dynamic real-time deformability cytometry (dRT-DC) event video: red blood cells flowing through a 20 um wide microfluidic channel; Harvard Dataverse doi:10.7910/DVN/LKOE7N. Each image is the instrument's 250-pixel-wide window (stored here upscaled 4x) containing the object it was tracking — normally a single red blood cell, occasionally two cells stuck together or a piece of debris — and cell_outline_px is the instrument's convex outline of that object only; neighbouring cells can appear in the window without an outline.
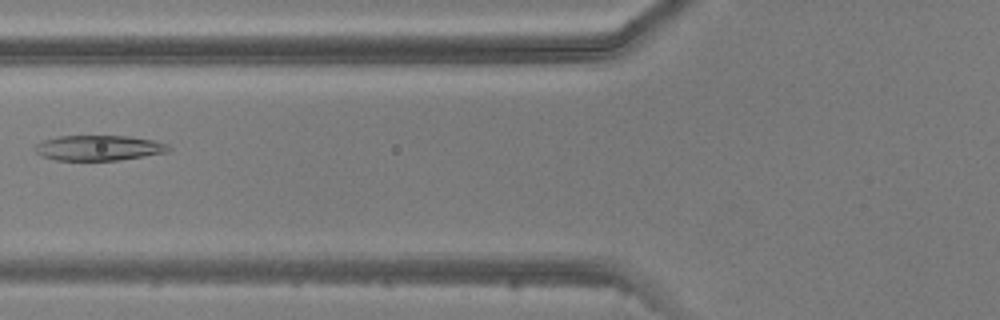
{"species": "common noctule bat (a hibernating species)", "species_latin": "Nyctalus noctula", "temperature_condition": "warm", "stored_images_in_passage": 6, "camera_frame_rate_fps": 3000, "um_per_image_px": 0.085, "animal": {"sex": "male", "body_mass_g": 20.5, "forearm_length_mm": 52.5}, "frame": {"image": 1, "passage_image": 6, "time_ms": 6.0, "image_size_px": [1000, 320], "cell_outline_px": [[172, 148], [168, 152], [120, 160], [56, 160], [40, 156], [36, 152], [36, 144], [44, 140], [60, 136], [128, 136], [152, 140], [168, 144]], "centroid_in_image_um": [8.41, 12.57], "position_along_channel_um": 117.4, "area_um2": 19.59}}